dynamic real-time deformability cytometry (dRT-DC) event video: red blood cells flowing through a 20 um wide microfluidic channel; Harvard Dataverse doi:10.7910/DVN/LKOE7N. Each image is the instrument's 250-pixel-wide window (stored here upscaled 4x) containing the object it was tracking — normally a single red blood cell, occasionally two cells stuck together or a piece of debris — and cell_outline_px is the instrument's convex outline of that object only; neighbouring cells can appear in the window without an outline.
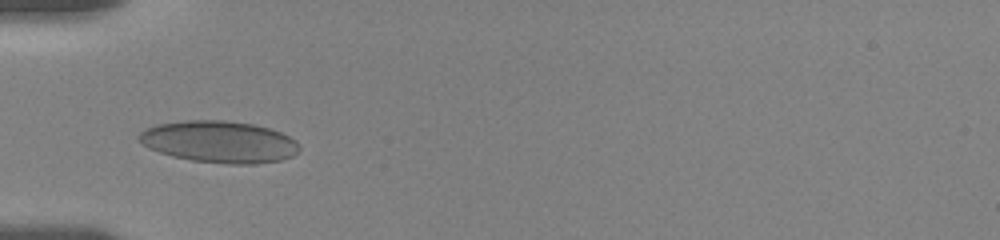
{"species": "human", "species_latin": "Homo sapiens", "temperature_condition": "room temperature", "stored_images_in_passage": 7, "camera_frame_rate_fps": 3000, "um_per_image_px": 0.085, "donor": {"sex": "female"}, "frame": {"image": 1, "passage_image": 4, "time_ms": 2.333, "image_size_px": [1000, 240], "cell_outline_px": [[300, 152], [292, 156], [280, 160], [256, 164], [228, 164], [192, 160], [172, 156], [148, 148], [136, 140], [136, 136], [140, 132], [156, 124], [188, 120], [224, 120], [252, 124], [268, 128], [280, 132], [296, 140], [300, 144]], "centroid_in_image_um": [18.63, 12.06], "position_along_channel_um": 66.4, "area_um2": 39.25}}
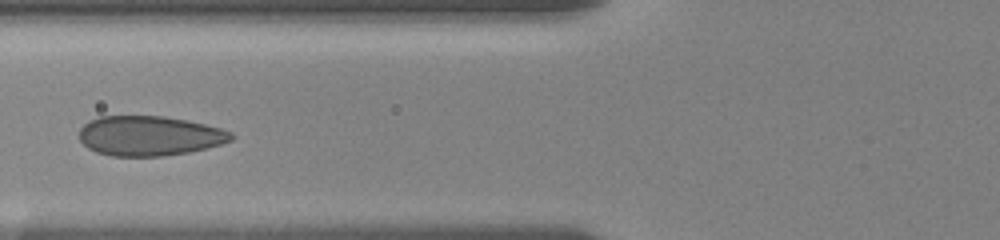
{"frame": {"image": 2, "passage_image": 6, "time_ms": 3.667, "image_size_px": [1000, 240], "cell_outline_px": [[236, 136], [232, 140], [208, 148], [188, 152], [160, 156], [112, 156], [96, 152], [88, 148], [80, 140], [80, 128], [88, 120], [100, 116], [164, 116], [188, 120], [220, 128], [232, 132]], "centroid_in_image_um": [12.7, 11.54], "position_along_channel_um": 113.1, "area_um2": 35.37}}